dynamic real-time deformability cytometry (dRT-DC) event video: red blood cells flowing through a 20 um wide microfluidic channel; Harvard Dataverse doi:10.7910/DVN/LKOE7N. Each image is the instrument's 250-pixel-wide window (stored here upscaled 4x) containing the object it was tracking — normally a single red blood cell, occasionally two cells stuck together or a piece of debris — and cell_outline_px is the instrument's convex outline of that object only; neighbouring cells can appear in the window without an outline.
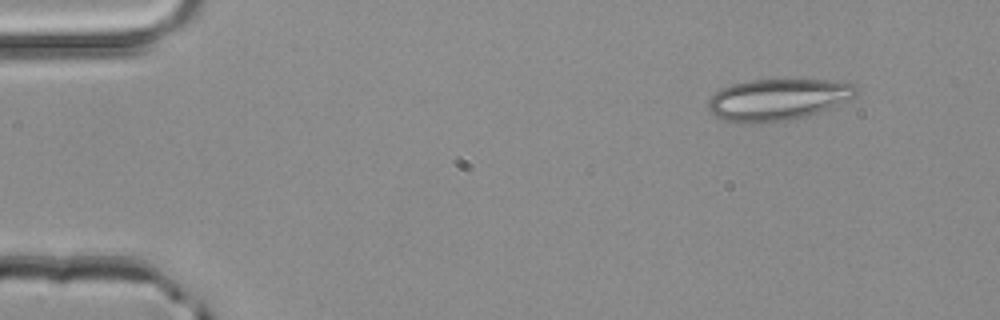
{"species": "common noctule bat (a hibernating species)", "species_latin": "Nyctalus noctula", "temperature_condition": "room temperature", "stored_images_in_passage": 3, "camera_frame_rate_fps": 3000, "um_per_image_px": 0.085, "animal": {"sex": "male", "body_mass_g": 20.4}, "frame": {"image": 1, "passage_image": 1, "time_ms": 0.0, "image_size_px": [1000, 320], "cell_outline_px": [[860, 92], [856, 96], [816, 116], [772, 124], [736, 124], [724, 120], [708, 112], [708, 100], [720, 88], [732, 84], [748, 80], [840, 80], [856, 84]], "centroid_in_image_um": [66.17, 8.51], "position_along_channel_um": 18.8, "area_um2": 37.45}}